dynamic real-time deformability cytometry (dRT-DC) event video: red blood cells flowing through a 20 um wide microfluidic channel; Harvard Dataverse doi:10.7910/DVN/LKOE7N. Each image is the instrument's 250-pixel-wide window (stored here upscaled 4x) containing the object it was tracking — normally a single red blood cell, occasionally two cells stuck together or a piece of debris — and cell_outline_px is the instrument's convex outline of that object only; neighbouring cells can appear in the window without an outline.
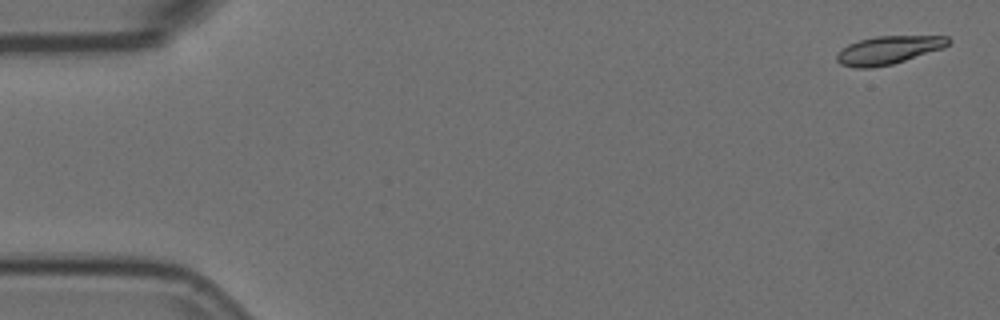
{"species": "Egyptian fruit bat (a non-hibernating species)", "species_latin": "Rousettus aegyptiacus", "temperature_condition": "room temperature", "stored_images_in_passage": 55, "camera_frame_rate_fps": 3000, "um_per_image_px": 0.085, "animal": {"sex": "female"}, "frame": {"image": 1, "passage_image": 2, "time_ms": 0.333, "image_size_px": [1000, 320], "cell_outline_px": [[952, 40], [944, 48], [892, 64], [872, 68], [856, 68], [840, 64], [836, 60], [836, 56], [840, 48], [848, 44], [860, 40], [876, 36], [948, 36]], "centroid_in_image_um": [75.5, 4.26], "position_along_channel_um": 9.5, "area_um2": 18.38}}
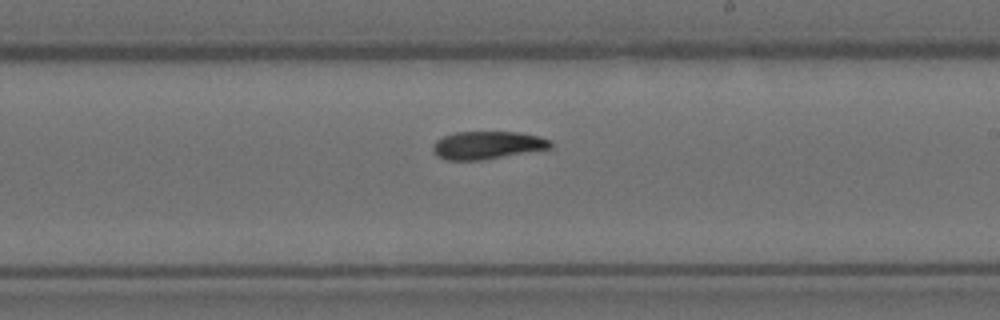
{"frame": {"image": 2, "passage_image": 32, "time_ms": 10.333, "image_size_px": [1000, 320], "cell_outline_px": [[552, 148], [484, 160], [444, 160], [436, 156], [432, 152], [432, 144], [436, 140], [444, 136], [456, 132], [516, 132], [540, 136], [552, 140]], "centroid_in_image_um": [41.41, 12.35], "position_along_channel_um": 247.6, "area_um2": 19.36}}
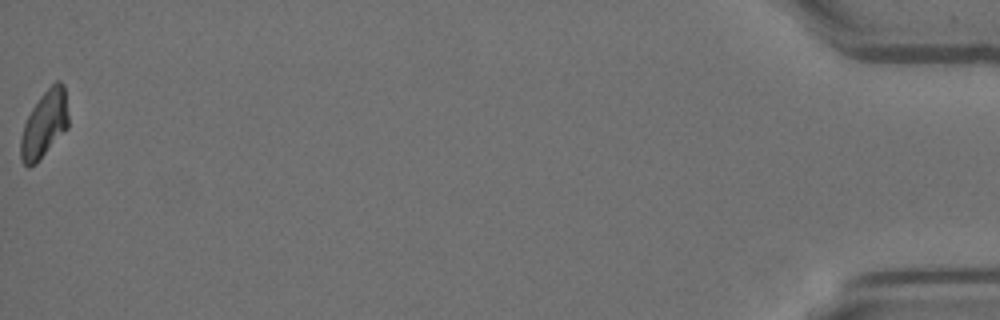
{"frame": {"image": 3, "passage_image": 55, "time_ms": 18.0, "image_size_px": [1000, 320], "cell_outline_px": [[68, 128], [40, 160], [36, 164], [28, 168], [20, 160], [20, 140], [24, 124], [32, 108], [40, 96], [56, 80], [60, 80], [64, 84], [68, 116]], "centroid_in_image_um": [3.77, 10.59], "position_along_channel_um": 431.4, "area_um2": 18.73}, "authors_computed_cell_mechanics": {"area_um2": 19.2474, "velocity_mm_per_s": 3.7213, "shape_relaxation_time_tau1_ms": 10.5449, "shape_relaxation_time_tau2_ms": 6.1155, "deformation_change_tau1": 0.2212, "deformation_change_tau2": 0.1077}}